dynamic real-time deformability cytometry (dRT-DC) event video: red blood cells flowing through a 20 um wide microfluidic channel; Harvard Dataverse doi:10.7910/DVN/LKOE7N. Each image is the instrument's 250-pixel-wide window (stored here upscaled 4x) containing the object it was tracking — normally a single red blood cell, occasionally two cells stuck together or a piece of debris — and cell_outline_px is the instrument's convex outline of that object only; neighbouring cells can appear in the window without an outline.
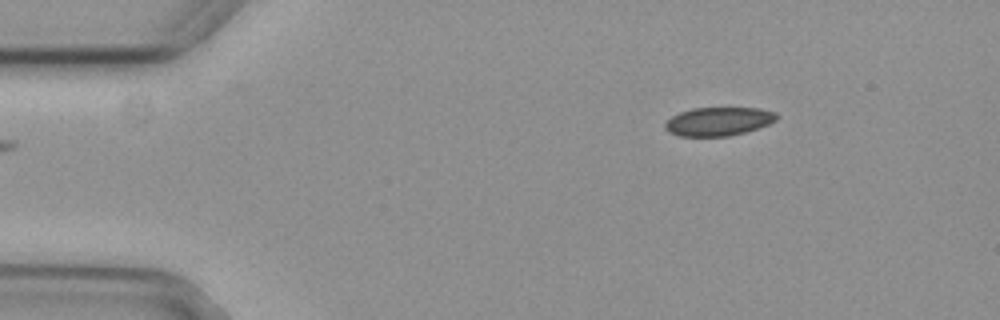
{"species": "common noctule bat (a hibernating species)", "species_latin": "Nyctalus noctula", "temperature_condition": "cold", "stored_images_in_passage": 5, "camera_frame_rate_fps": 3000, "um_per_image_px": 0.085, "animal": {"sex": "female", "body_mass_g": 29.2, "forearm_length_mm": 56.3}, "frame": {"image": 1, "passage_image": 5, "time_ms": 1.333, "image_size_px": [1000, 320], "cell_outline_px": [[780, 116], [776, 120], [768, 124], [744, 132], [728, 136], [680, 136], [668, 132], [664, 128], [664, 124], [672, 116], [680, 112], [692, 108], [760, 108], [776, 112]], "centroid_in_image_um": [61.07, 10.31], "position_along_channel_um": 23.9, "area_um2": 18.55}}